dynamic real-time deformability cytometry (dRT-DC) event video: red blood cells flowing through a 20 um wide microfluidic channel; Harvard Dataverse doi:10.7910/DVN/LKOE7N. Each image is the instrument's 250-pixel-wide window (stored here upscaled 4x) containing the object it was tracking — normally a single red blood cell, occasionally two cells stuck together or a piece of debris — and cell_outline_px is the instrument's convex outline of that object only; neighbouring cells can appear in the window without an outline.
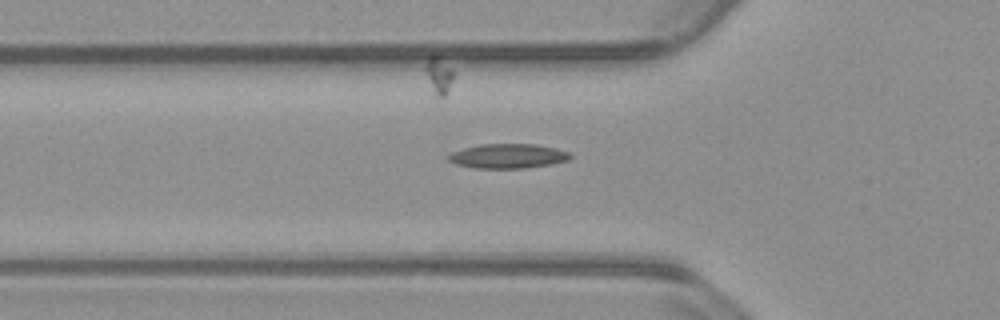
{"species": "common noctule bat (a hibernating species)", "species_latin": "Nyctalus noctula", "temperature_condition": "warm", "stored_images_in_passage": 39, "camera_frame_rate_fps": 3000, "um_per_image_px": 0.085, "animal": {"sex": "male", "body_mass_g": 23.1, "forearm_length_mm": 52.7}, "frame": {"image": 1, "passage_image": 11, "time_ms": 3.333, "image_size_px": [1000, 320], "cell_outline_px": [[572, 156], [568, 160], [552, 164], [524, 168], [476, 168], [456, 164], [448, 160], [448, 156], [452, 152], [464, 148], [480, 144], [536, 144], [556, 148], [568, 152]], "centroid_in_image_um": [43.18, 13.26], "position_along_channel_um": 82.6, "area_um2": 17.34}}
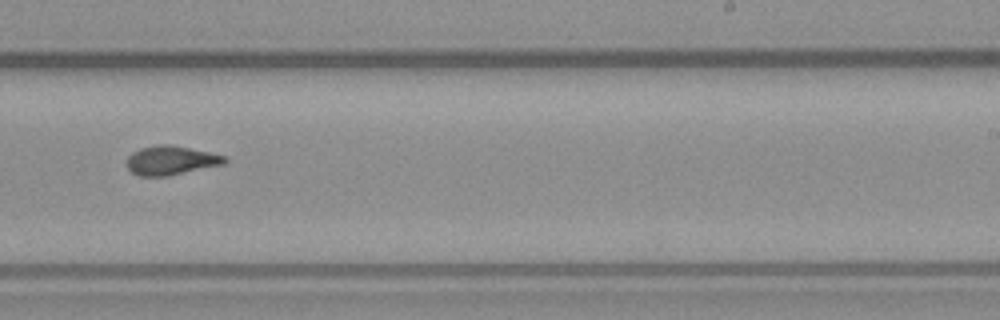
{"frame": {"image": 2, "passage_image": 26, "time_ms": 8.333, "image_size_px": [1000, 320], "cell_outline_px": [[228, 160], [224, 164], [168, 176], [140, 176], [132, 172], [128, 168], [128, 156], [132, 152], [140, 148], [156, 144], [172, 144], [208, 152], [224, 156]], "centroid_in_image_um": [14.52, 13.62], "position_along_channel_um": 274.5, "area_um2": 16.53}}
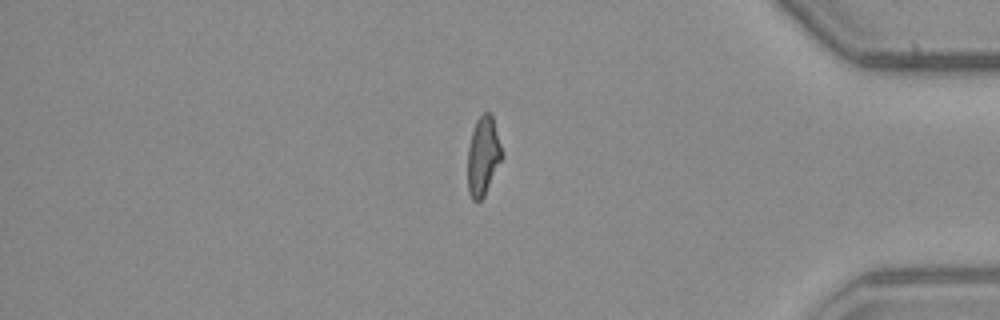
{"frame": {"image": 3, "passage_image": 38, "time_ms": 12.333, "image_size_px": [1000, 320], "cell_outline_px": [[504, 156], [484, 196], [480, 200], [472, 200], [468, 192], [468, 148], [472, 132], [476, 120], [484, 112], [492, 112], [504, 152]], "centroid_in_image_um": [41.1, 13.22], "position_along_channel_um": 394.1, "area_um2": 16.07}}